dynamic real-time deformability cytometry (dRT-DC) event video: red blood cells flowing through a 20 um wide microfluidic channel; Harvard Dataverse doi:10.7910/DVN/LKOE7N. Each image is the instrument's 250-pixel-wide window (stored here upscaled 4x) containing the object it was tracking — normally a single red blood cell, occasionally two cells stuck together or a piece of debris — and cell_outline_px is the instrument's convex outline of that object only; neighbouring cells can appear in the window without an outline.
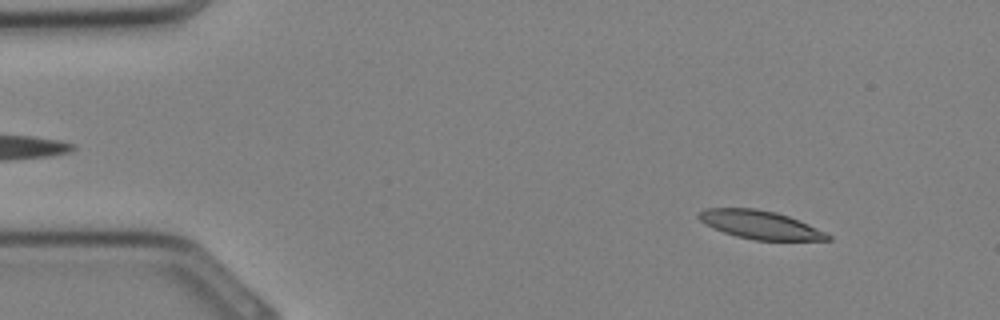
{"species": "Egyptian fruit bat (a non-hibernating species)", "species_latin": "Rousettus aegyptiacus", "temperature_condition": "cold", "stored_images_in_passage": 32, "camera_frame_rate_fps": 3000, "um_per_image_px": 0.085, "animal": {"sex": "female"}, "frame": {"image": 1, "passage_image": 3, "time_ms": 0.667, "image_size_px": [1000, 320], "cell_outline_px": [[832, 240], [752, 240], [736, 236], [724, 232], [700, 220], [696, 216], [704, 208], [756, 208], [776, 212], [788, 216], [808, 224], [832, 236]], "centroid_in_image_um": [64.62, 19.1], "position_along_channel_um": 20.4, "area_um2": 21.04}}
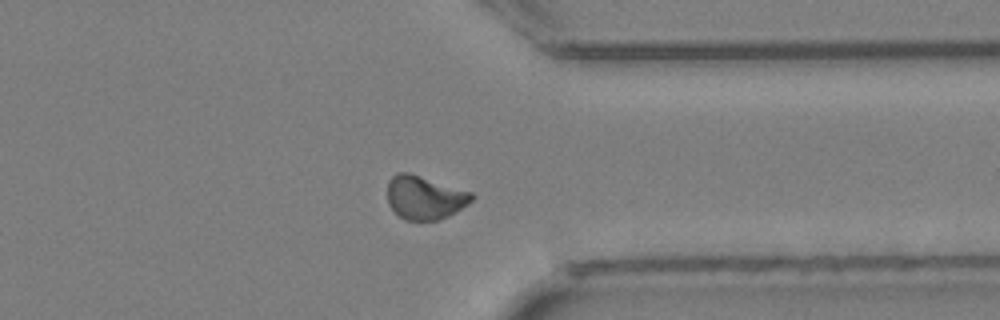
{"frame": {"image": 2, "passage_image": 25, "time_ms": 8.0, "image_size_px": [1000, 320], "cell_outline_px": [[472, 200], [468, 204], [448, 216], [436, 220], [404, 220], [388, 204], [388, 180], [396, 172], [408, 172], [472, 192]], "centroid_in_image_um": [36.07, 16.78], "position_along_channel_um": 375.3, "area_um2": 21.21}}
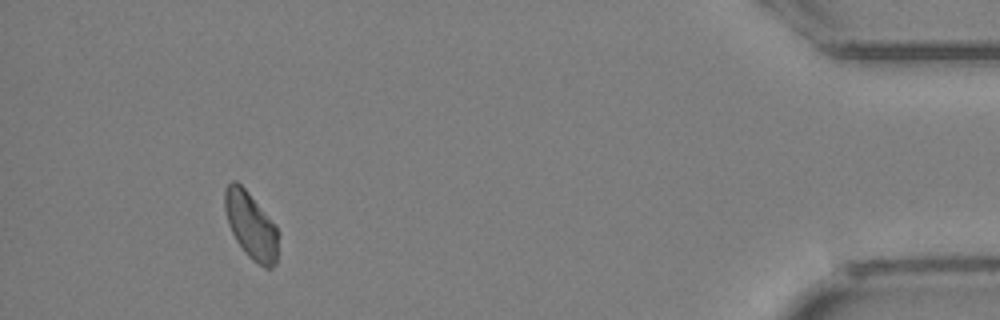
{"frame": {"image": 3, "passage_image": 30, "time_ms": 9.667, "image_size_px": [1000, 320], "cell_outline_px": [[276, 264], [272, 268], [264, 268], [252, 260], [244, 252], [236, 240], [228, 224], [224, 208], [224, 188], [232, 180], [236, 180], [248, 192], [276, 224]], "centroid_in_image_um": [21.3, 19.15], "position_along_channel_um": 413.9, "area_um2": 20.69}}